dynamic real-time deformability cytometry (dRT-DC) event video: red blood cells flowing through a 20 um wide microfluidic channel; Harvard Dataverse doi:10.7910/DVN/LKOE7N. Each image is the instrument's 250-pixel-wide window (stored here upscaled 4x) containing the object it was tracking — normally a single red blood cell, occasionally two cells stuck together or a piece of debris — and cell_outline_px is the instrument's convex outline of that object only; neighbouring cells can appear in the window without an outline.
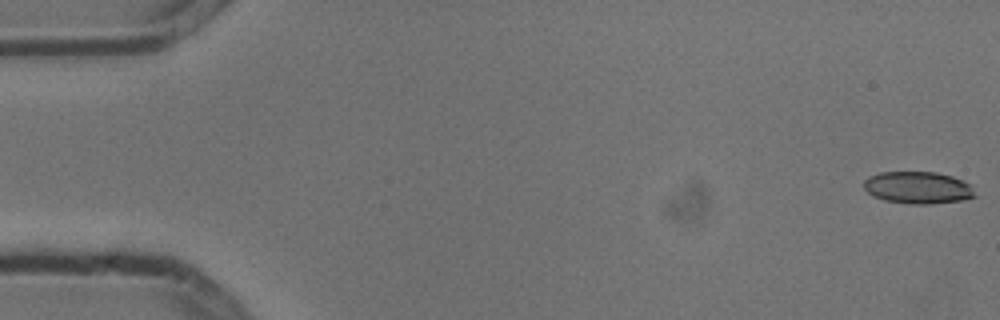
{"species": "common noctule bat (a hibernating species)", "species_latin": "Nyctalus noctula", "temperature_condition": "cold", "stored_images_in_passage": 7, "camera_frame_rate_fps": 3000, "um_per_image_px": 0.085, "animal": {"sex": "male", "body_mass_g": 13.3}, "frame": {"image": 1, "passage_image": 1, "time_ms": 0.0, "image_size_px": [1000, 320], "cell_outline_px": [[976, 196], [964, 200], [932, 204], [912, 204], [884, 200], [872, 196], [864, 188], [864, 180], [868, 176], [880, 172], [936, 172], [952, 176], [972, 184]], "centroid_in_image_um": [78.04, 15.95], "position_along_channel_um": 7.0, "area_um2": 21.04}}
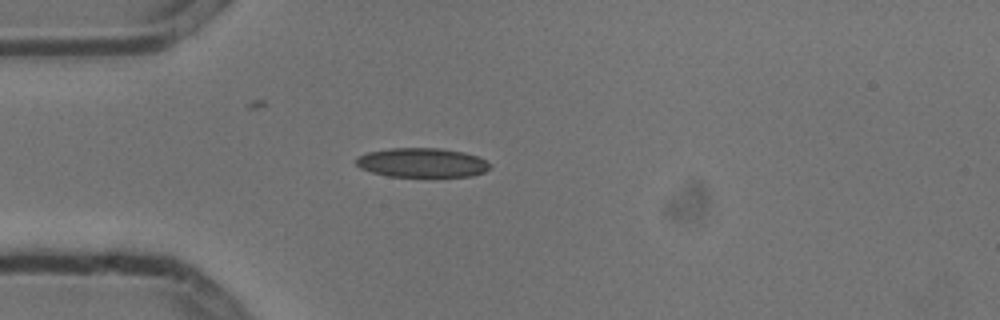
{"frame": {"image": 2, "passage_image": 5, "time_ms": 1.333, "image_size_px": [1000, 320], "cell_outline_px": [[492, 168], [484, 172], [472, 176], [388, 176], [372, 172], [360, 168], [356, 164], [356, 156], [368, 152], [392, 148], [440, 148], [464, 152], [476, 156], [492, 164]], "centroid_in_image_um": [35.88, 13.82], "position_along_channel_um": 49.1, "area_um2": 22.83}}
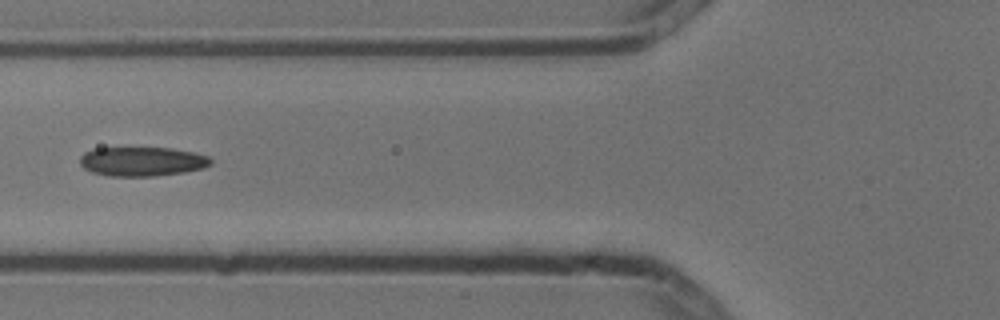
{"frame": {"image": 3, "passage_image": 7, "time_ms": 2.0, "image_size_px": [1000, 320], "cell_outline_px": [[212, 164], [204, 168], [184, 172], [156, 176], [108, 176], [92, 172], [84, 168], [80, 164], [80, 156], [84, 152], [92, 148], [172, 148], [192, 152], [208, 156], [212, 160]], "centroid_in_image_um": [12.07, 13.73], "position_along_channel_um": 113.7, "area_um2": 22.43}}